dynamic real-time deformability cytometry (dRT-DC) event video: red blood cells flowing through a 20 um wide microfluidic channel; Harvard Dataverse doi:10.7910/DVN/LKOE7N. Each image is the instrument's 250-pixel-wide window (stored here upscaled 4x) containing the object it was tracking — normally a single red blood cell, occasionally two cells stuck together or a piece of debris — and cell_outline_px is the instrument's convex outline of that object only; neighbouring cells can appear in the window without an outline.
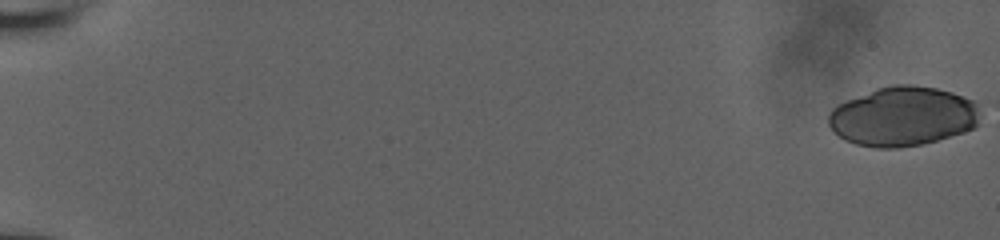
{"species": "human", "species_latin": "Homo sapiens", "temperature_condition": "room temperature", "stored_images_in_passage": 72, "camera_frame_rate_fps": 3000, "um_per_image_px": 0.085, "donor": {"sex": "male"}, "frame": {"image": 1, "passage_image": 1, "time_ms": 0.0, "image_size_px": [1000, 240], "cell_outline_px": [[984, 104], [976, 128], [964, 132], [936, 140], [920, 144], [896, 148], [876, 148], [856, 144], [844, 140], [828, 124], [828, 112], [836, 104], [876, 88], [892, 84], [912, 84], [936, 88], [952, 92], [976, 100]], "centroid_in_image_um": [76.8, 9.87], "position_along_channel_um": 8.2, "area_um2": 53.35}}
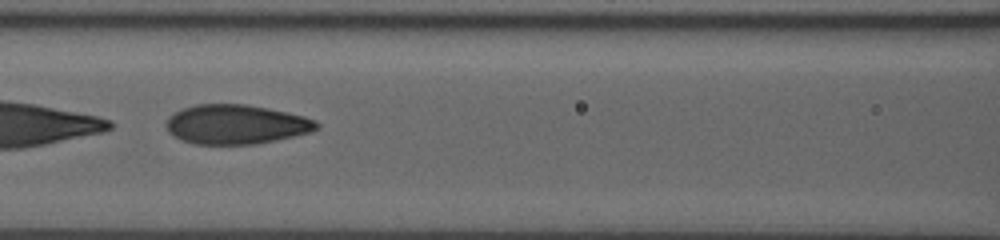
{"frame": {"image": 2, "passage_image": 33, "time_ms": 9.667, "image_size_px": [1000, 240], "cell_outline_px": [[320, 128], [312, 132], [276, 140], [256, 144], [196, 144], [180, 140], [168, 132], [164, 124], [168, 116], [184, 108], [196, 104], [244, 104], [268, 108], [288, 112], [304, 116], [316, 120], [320, 124]], "centroid_in_image_um": [20.07, 10.57], "position_along_channel_um": 146.5, "area_um2": 34.85}}
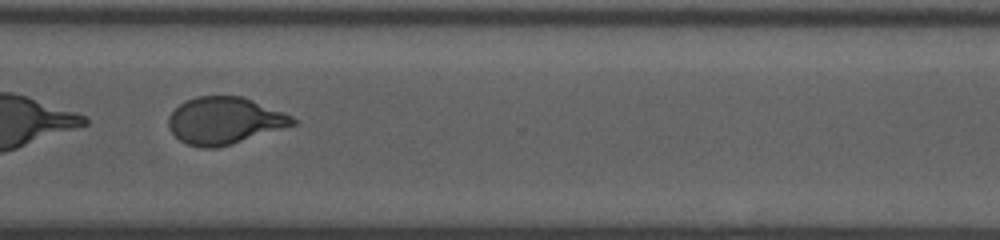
{"frame": {"image": 3, "passage_image": 57, "time_ms": 15.0, "image_size_px": [1000, 240], "cell_outline_px": [[296, 124], [232, 144], [216, 148], [200, 148], [188, 144], [180, 140], [168, 128], [168, 116], [184, 100], [196, 96], [244, 96], [292, 116], [296, 120]], "centroid_in_image_um": [19.06, 10.25], "position_along_channel_um": 351.5, "area_um2": 33.99}, "authors_computed_cell_mechanics": {"area_um2": 35.258, "velocity_mm_per_s": 3.8567, "shape_relaxation_time_tau1_ms": 6.5218, "shape_relaxation_time_tau2_ms": 0.9875, "deformation_change_tau1": 0.2196, "deformation_change_tau2": 0.0707}}